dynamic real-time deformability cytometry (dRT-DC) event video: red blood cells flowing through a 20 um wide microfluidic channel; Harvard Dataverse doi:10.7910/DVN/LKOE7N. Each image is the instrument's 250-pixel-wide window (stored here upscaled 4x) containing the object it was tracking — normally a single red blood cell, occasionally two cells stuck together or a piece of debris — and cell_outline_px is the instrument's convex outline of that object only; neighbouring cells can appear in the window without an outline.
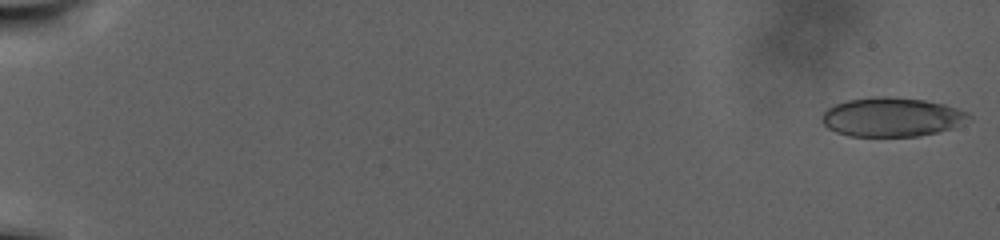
{"species": "human", "species_latin": "Homo sapiens", "temperature_condition": "warm", "stored_images_in_passage": 108, "camera_frame_rate_fps": 3000, "um_per_image_px": 0.085, "donor": {"sex": "male"}, "frame": {"image": 1, "passage_image": 2, "time_ms": 0.333, "image_size_px": [1000, 240], "cell_outline_px": [[972, 120], [952, 128], [936, 132], [916, 136], [848, 136], [836, 132], [828, 128], [820, 120], [824, 112], [828, 108], [836, 104], [848, 100], [872, 96], [892, 96], [924, 100], [944, 104], [968, 112], [972, 116]], "centroid_in_image_um": [75.82, 9.94], "position_along_channel_um": 9.2, "area_um2": 33.64}}
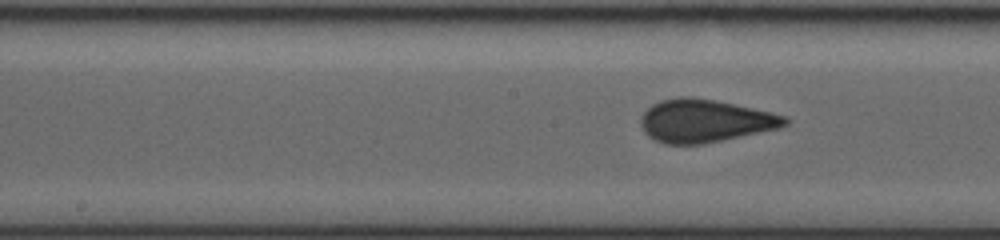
{"frame": {"image": 2, "passage_image": 60, "time_ms": 19.667, "image_size_px": [1000, 240], "cell_outline_px": [[788, 124], [780, 128], [704, 144], [664, 144], [648, 136], [644, 132], [640, 124], [640, 116], [652, 104], [660, 100], [676, 96], [692, 96], [716, 100], [772, 112], [788, 116]], "centroid_in_image_um": [59.91, 10.26], "position_along_channel_um": 188.3, "area_um2": 36.41}}
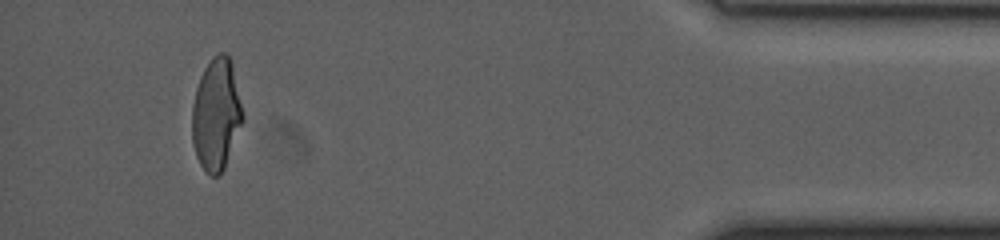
{"frame": {"image": 3, "passage_image": 102, "time_ms": 33.667, "image_size_px": [1000, 240], "cell_outline_px": [[244, 120], [224, 168], [220, 176], [212, 176], [200, 164], [196, 156], [192, 144], [192, 104], [196, 88], [200, 76], [204, 68], [212, 56], [220, 52], [224, 52], [232, 60], [244, 116]], "centroid_in_image_um": [18.38, 9.7], "position_along_channel_um": 416.8, "area_um2": 33.35}}